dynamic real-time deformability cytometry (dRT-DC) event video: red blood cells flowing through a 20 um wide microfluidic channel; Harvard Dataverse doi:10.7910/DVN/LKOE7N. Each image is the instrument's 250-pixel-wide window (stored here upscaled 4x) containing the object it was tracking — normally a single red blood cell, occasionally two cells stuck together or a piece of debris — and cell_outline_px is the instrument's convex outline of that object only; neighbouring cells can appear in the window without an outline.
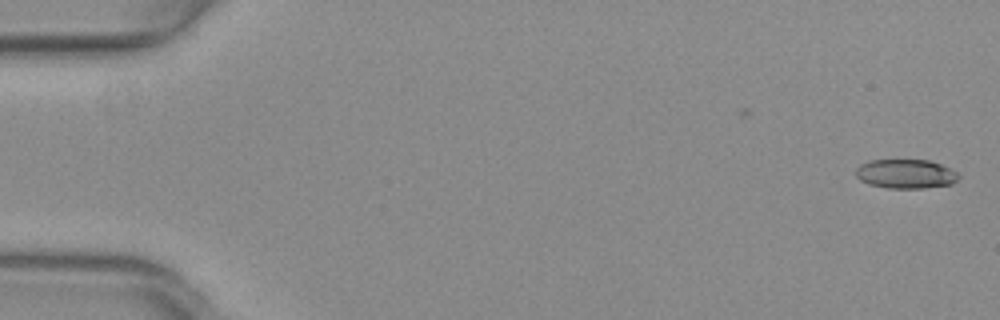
{"species": "common noctule bat (a hibernating species)", "species_latin": "Nyctalus noctula", "temperature_condition": "warm", "stored_images_in_passage": 43, "camera_frame_rate_fps": 3000, "um_per_image_px": 0.085, "animal": {"sex": "female", "body_mass_g": 29.2, "forearm_length_mm": 56.3}, "frame": {"image": 1, "passage_image": 1, "time_ms": 0.0, "image_size_px": [1000, 320], "cell_outline_px": [[960, 176], [952, 184], [924, 188], [888, 188], [868, 184], [860, 180], [856, 176], [856, 168], [860, 164], [868, 160], [928, 160], [940, 164], [956, 172]], "centroid_in_image_um": [76.95, 14.78], "position_along_channel_um": 8.0, "area_um2": 17.46}}
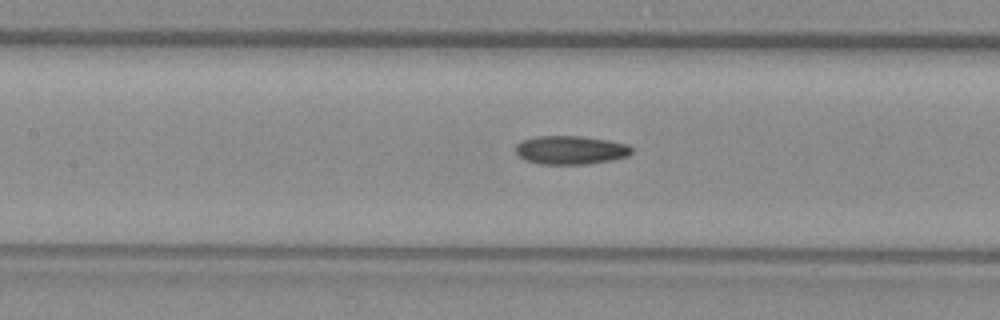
{"frame": {"image": 2, "passage_image": 24, "time_ms": 7.667, "image_size_px": [1000, 320], "cell_outline_px": [[632, 152], [628, 156], [608, 160], [584, 164], [540, 164], [524, 160], [516, 152], [516, 144], [520, 140], [536, 136], [580, 136], [608, 140], [628, 144], [632, 148]], "centroid_in_image_um": [48.47, 12.74], "position_along_channel_um": 158.9, "area_um2": 19.31}}
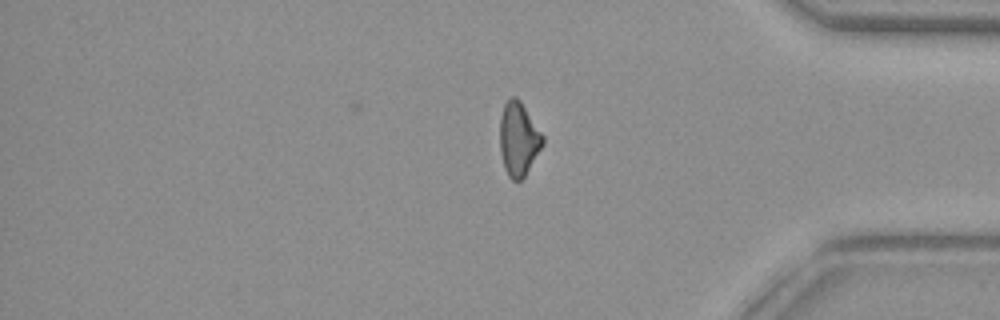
{"frame": {"image": 3, "passage_image": 43, "time_ms": 14.0, "image_size_px": [1000, 320], "cell_outline_px": [[544, 144], [524, 176], [520, 180], [512, 180], [508, 176], [504, 168], [500, 152], [500, 116], [504, 104], [512, 96], [516, 96], [520, 100], [544, 136]], "centroid_in_image_um": [44.07, 11.81], "position_along_channel_um": 391.1, "area_um2": 18.38}, "authors_computed_cell_mechanics": {"area_um2": 18.6116, "velocity_mm_per_s": 4.0264, "shape_relaxation_time_tau1_ms": null, "shape_relaxation_time_tau2_ms": 5.4615, "deformation_change_tau1": null, "deformation_change_tau2": 0.1386}}